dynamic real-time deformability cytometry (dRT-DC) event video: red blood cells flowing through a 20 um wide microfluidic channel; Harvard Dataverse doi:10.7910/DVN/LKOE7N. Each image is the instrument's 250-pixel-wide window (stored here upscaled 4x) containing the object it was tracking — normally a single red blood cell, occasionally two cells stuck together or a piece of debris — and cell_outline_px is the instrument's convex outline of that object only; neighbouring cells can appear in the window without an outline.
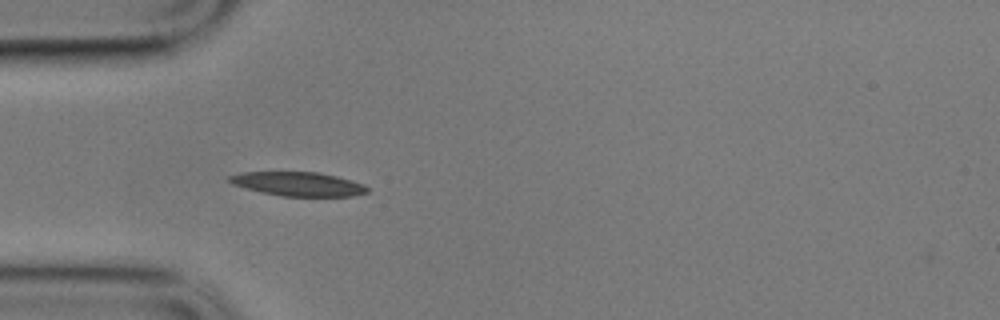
{"species": "common noctule bat (a hibernating species)", "species_latin": "Nyctalus noctula", "temperature_condition": "cold", "stored_images_in_passage": 19, "camera_frame_rate_fps": 3000, "um_per_image_px": 0.085, "animal": {"sex": "male", "body_mass_g": 17.9}, "frame": {"image": 1, "passage_image": 1, "time_ms": 0.0, "image_size_px": [1000, 320], "cell_outline_px": [[368, 192], [352, 196], [280, 196], [260, 192], [232, 184], [228, 180], [228, 176], [244, 172], [320, 172], [336, 176], [364, 184], [368, 188]], "centroid_in_image_um": [25.34, 15.64], "position_along_channel_um": 59.7, "area_um2": 19.25}}
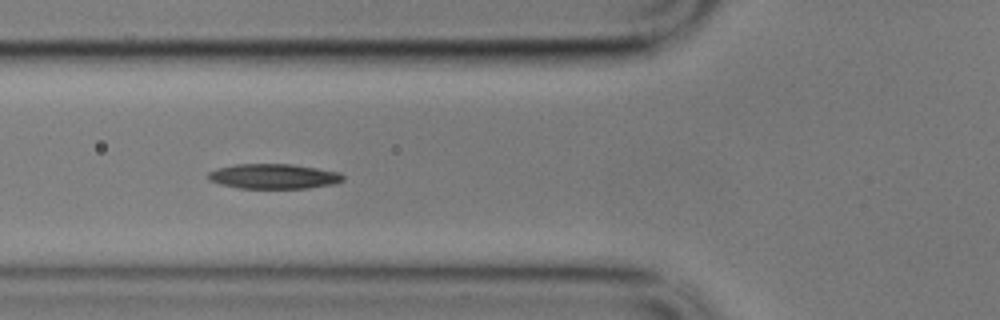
{"frame": {"image": 2, "passage_image": 5, "time_ms": 1.333, "image_size_px": [1000, 320], "cell_outline_px": [[344, 180], [336, 184], [308, 188], [240, 188], [220, 184], [208, 180], [208, 172], [216, 168], [236, 164], [292, 164], [340, 172], [344, 176]], "centroid_in_image_um": [23.27, 14.99], "position_along_channel_um": 102.5, "area_um2": 19.71}}